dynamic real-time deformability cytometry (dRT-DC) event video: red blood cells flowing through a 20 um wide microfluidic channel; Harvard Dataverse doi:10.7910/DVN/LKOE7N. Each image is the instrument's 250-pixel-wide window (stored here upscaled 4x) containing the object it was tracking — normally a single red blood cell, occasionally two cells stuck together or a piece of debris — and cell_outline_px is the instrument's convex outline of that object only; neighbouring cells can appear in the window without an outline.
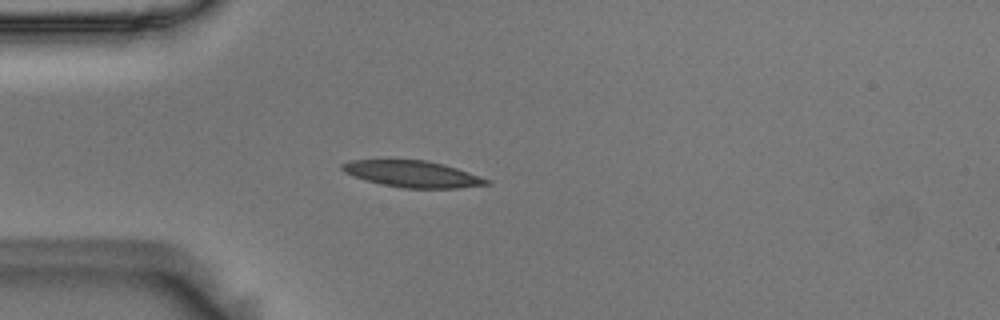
{"species": "Egyptian fruit bat (a non-hibernating species)", "species_latin": "Rousettus aegyptiacus", "temperature_condition": "room temperature", "stored_images_in_passage": 41, "camera_frame_rate_fps": 3000, "um_per_image_px": 0.085, "animal": {"sex": "male"}, "frame": {"image": 1, "passage_image": 1, "time_ms": 0.0, "image_size_px": [1000, 320], "cell_outline_px": [[492, 184], [460, 188], [400, 188], [380, 184], [352, 176], [344, 172], [340, 168], [340, 164], [348, 160], [428, 160], [444, 164], [492, 180]], "centroid_in_image_um": [35.06, 14.79], "position_along_channel_um": 49.9, "area_um2": 22.54}}
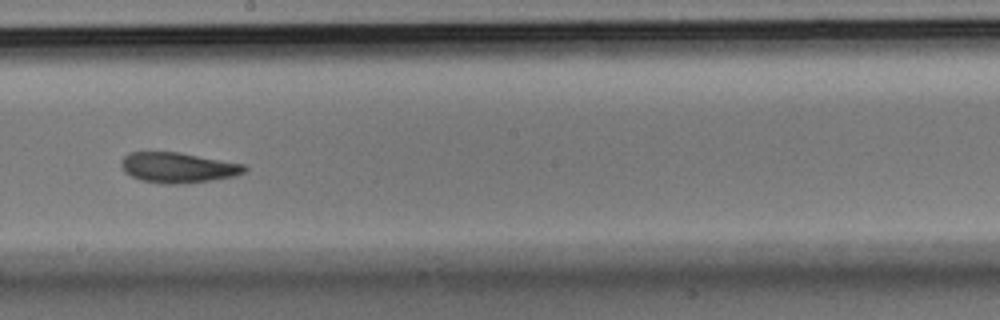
{"frame": {"image": 2, "passage_image": 17, "time_ms": 5.333, "image_size_px": [1000, 320], "cell_outline_px": [[248, 168], [244, 172], [236, 176], [212, 180], [184, 184], [164, 184], [140, 180], [124, 172], [120, 164], [120, 160], [128, 152], [180, 152], [244, 164]], "centroid_in_image_um": [15.12, 14.25], "position_along_channel_um": 233.1, "area_um2": 22.02}}
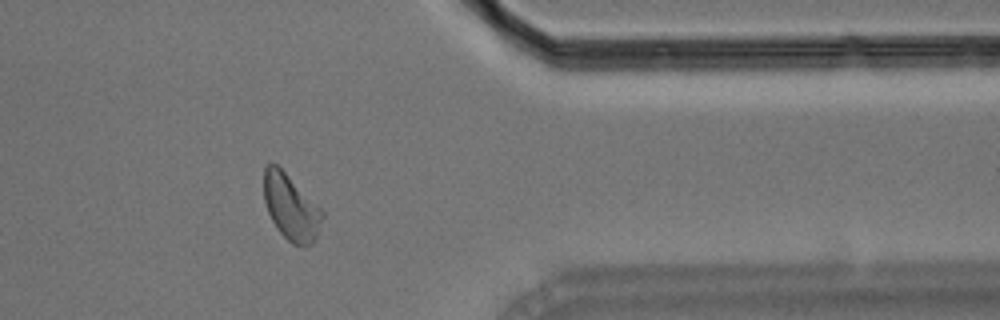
{"frame": {"image": 3, "passage_image": 31, "time_ms": 10.0, "image_size_px": [1000, 320], "cell_outline_px": [[324, 216], [316, 240], [312, 244], [292, 244], [276, 228], [268, 212], [264, 200], [264, 168], [268, 164], [276, 164], [324, 212]], "centroid_in_image_um": [24.73, 17.64], "position_along_channel_um": 386.7, "area_um2": 21.91}, "authors_computed_cell_mechanics": {"area_um2": 22.0796, "velocity_mm_per_s": 3.6294, "shape_relaxation_time_tau1_ms": 6.5575, "shape_relaxation_time_tau2_ms": 1.9229, "deformation_change_tau1": 0.1597, "deformation_change_tau2": 0.0831}}